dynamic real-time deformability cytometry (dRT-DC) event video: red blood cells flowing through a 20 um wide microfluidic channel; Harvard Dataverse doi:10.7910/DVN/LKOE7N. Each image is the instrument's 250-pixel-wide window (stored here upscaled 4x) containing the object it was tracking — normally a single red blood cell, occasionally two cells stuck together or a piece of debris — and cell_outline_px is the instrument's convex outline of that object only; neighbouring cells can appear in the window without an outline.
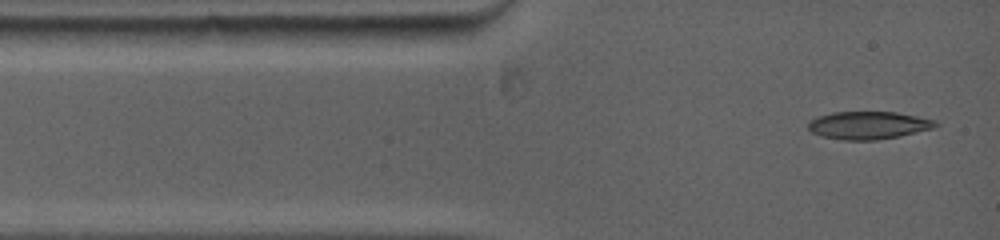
{"species": "common noctule bat (a hibernating species)", "species_latin": "Nyctalus noctula", "temperature_condition": "warm", "stored_images_in_passage": 37, "camera_frame_rate_fps": 5000, "um_per_image_px": 0.085, "animal": {"sex": "female", "body_mass_g": 19.0, "forearm_length_mm": 53.3}, "frame": {"image": 1, "passage_image": 1, "time_ms": 0.0, "image_size_px": [1000, 240], "cell_outline_px": [[940, 124], [932, 128], [900, 136], [876, 140], [844, 140], [820, 136], [812, 132], [808, 128], [808, 120], [816, 116], [832, 112], [896, 112], [936, 120]], "centroid_in_image_um": [73.77, 10.64], "position_along_channel_um": 11.2, "area_um2": 20.69}}
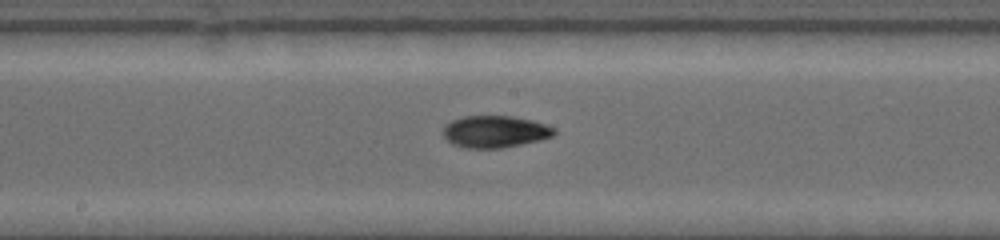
{"frame": {"image": 2, "passage_image": 16, "time_ms": 5.8, "image_size_px": [1000, 240], "cell_outline_px": [[556, 132], [552, 136], [540, 140], [504, 148], [468, 148], [452, 144], [440, 132], [452, 120], [464, 116], [512, 116], [532, 120], [556, 128]], "centroid_in_image_um": [42.08, 11.19], "position_along_channel_um": 206.1, "area_um2": 20.69}}
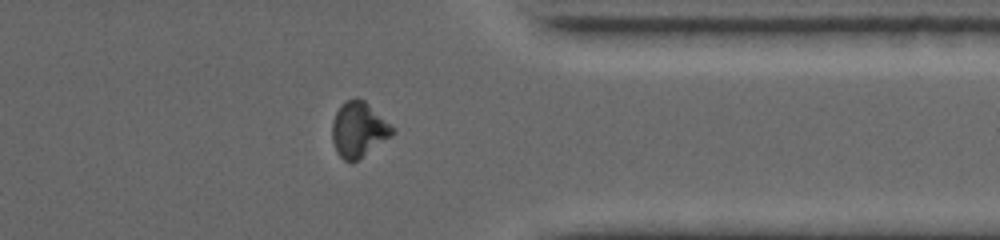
{"frame": {"image": 3, "passage_image": 30, "time_ms": 10.4, "image_size_px": [1000, 240], "cell_outline_px": [[396, 132], [392, 136], [352, 164], [344, 160], [336, 152], [332, 140], [332, 120], [340, 104], [356, 96], [364, 100], [396, 128]], "centroid_in_image_um": [30.49, 11.01], "position_along_channel_um": 380.9, "area_um2": 19.77}, "authors_computed_cell_mechanics": {"area_um2": 19.8254, "velocity_mm_per_s": 3.9536, "shape_relaxation_time_tau1_ms": 3.8739, "shape_relaxation_time_tau2_ms": null, "deformation_change_tau1": 0.1787, "deformation_change_tau2": null}}